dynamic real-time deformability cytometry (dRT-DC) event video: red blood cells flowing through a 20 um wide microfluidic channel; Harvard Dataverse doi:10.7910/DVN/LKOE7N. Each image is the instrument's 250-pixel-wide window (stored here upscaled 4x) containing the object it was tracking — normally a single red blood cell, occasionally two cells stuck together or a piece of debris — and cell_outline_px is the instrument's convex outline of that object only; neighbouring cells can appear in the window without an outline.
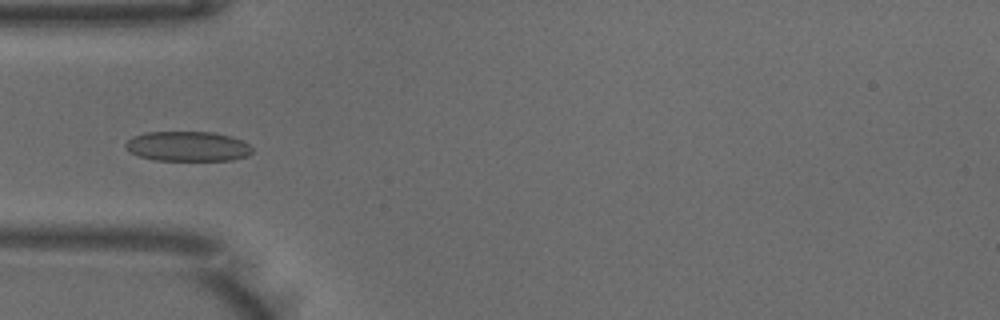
{"species": "common noctule bat (a hibernating species)", "species_latin": "Nyctalus noctula", "temperature_condition": "warm", "stored_images_in_passage": 37, "camera_frame_rate_fps": 3000, "um_per_image_px": 0.085, "animal": {"sex": "male", "body_mass_g": 18.8}, "frame": {"image": 1, "passage_image": 13, "time_ms": 4.0, "image_size_px": [1000, 320], "cell_outline_px": [[252, 152], [248, 156], [232, 160], [156, 160], [140, 156], [128, 152], [124, 148], [124, 144], [132, 136], [144, 132], [212, 132], [232, 136], [244, 140], [252, 148]], "centroid_in_image_um": [15.95, 12.43], "position_along_channel_um": 69.1, "area_um2": 22.31}}
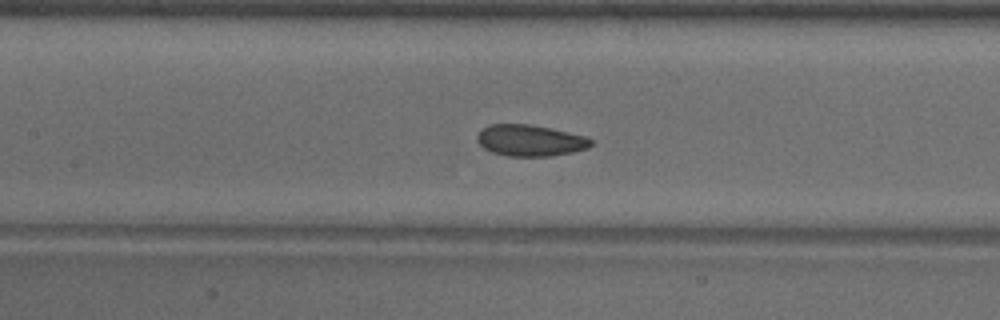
{"frame": {"image": 2, "passage_image": 20, "time_ms": 6.333, "image_size_px": [1000, 320], "cell_outline_px": [[592, 144], [588, 148], [572, 152], [552, 156], [508, 156], [492, 152], [484, 148], [476, 140], [476, 136], [488, 124], [528, 124], [568, 132], [584, 136], [592, 140]], "centroid_in_image_um": [45.04, 11.94], "position_along_channel_um": 162.4, "area_um2": 20.63}}
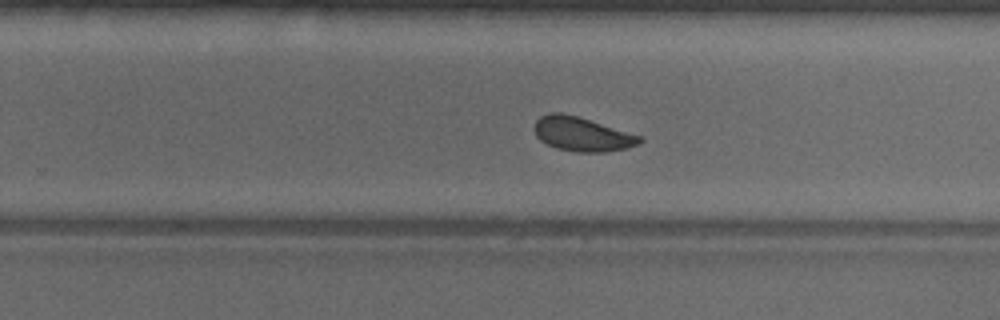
{"frame": {"image": 3, "passage_image": 29, "time_ms": 9.333, "image_size_px": [1000, 320], "cell_outline_px": [[644, 140], [640, 144], [624, 148], [604, 152], [576, 152], [556, 148], [540, 140], [536, 136], [532, 128], [536, 120], [540, 116], [548, 112], [560, 112], [576, 116], [640, 136]], "centroid_in_image_um": [49.4, 11.4], "position_along_channel_um": 280.4, "area_um2": 20.81}, "authors_computed_cell_mechanics": {"area_um2": 21.3282, "velocity_mm_per_s": 3.9462, "shape_relaxation_time_tau1_ms": 2.5937, "shape_relaxation_time_tau2_ms": 1.858, "deformation_change_tau1": 0.0912, "deformation_change_tau2": 0.078}}